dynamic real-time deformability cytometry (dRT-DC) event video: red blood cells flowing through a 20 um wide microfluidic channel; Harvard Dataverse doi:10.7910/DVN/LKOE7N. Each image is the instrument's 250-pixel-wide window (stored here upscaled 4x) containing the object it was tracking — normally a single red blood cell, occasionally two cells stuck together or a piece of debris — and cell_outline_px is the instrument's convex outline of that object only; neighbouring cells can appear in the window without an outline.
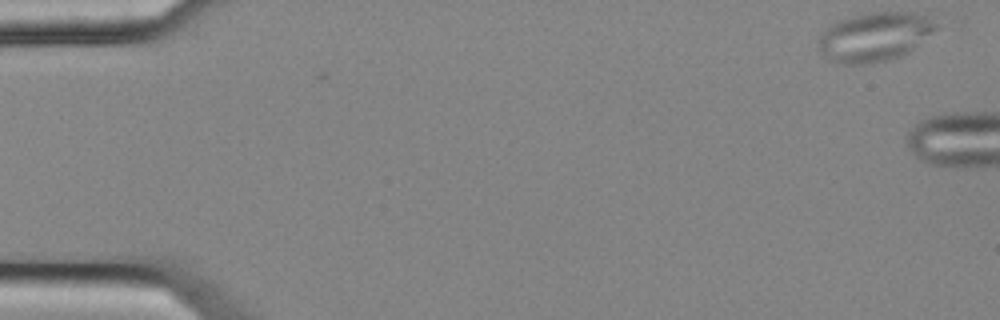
{"species": "common noctule bat (a hibernating species)", "species_latin": "Nyctalus noctula", "temperature_condition": "cold", "stored_images_in_passage": 3, "camera_frame_rate_fps": 3000, "um_per_image_px": 0.085, "animal": {"sex": "female", "body_mass_g": 25.1}, "frame": {"image": 1, "passage_image": 1, "time_ms": 0.0, "image_size_px": [1000, 320], "cell_outline_px": [[936, 28], [932, 32], [908, 52], [900, 56], [888, 60], [864, 64], [844, 64], [828, 60], [820, 52], [816, 44], [820, 36], [828, 28], [840, 20], [852, 16], [872, 12], [912, 12], [928, 16], [936, 24]], "centroid_in_image_um": [74.3, 3.14], "position_along_channel_um": 10.7, "area_um2": 33.18}}